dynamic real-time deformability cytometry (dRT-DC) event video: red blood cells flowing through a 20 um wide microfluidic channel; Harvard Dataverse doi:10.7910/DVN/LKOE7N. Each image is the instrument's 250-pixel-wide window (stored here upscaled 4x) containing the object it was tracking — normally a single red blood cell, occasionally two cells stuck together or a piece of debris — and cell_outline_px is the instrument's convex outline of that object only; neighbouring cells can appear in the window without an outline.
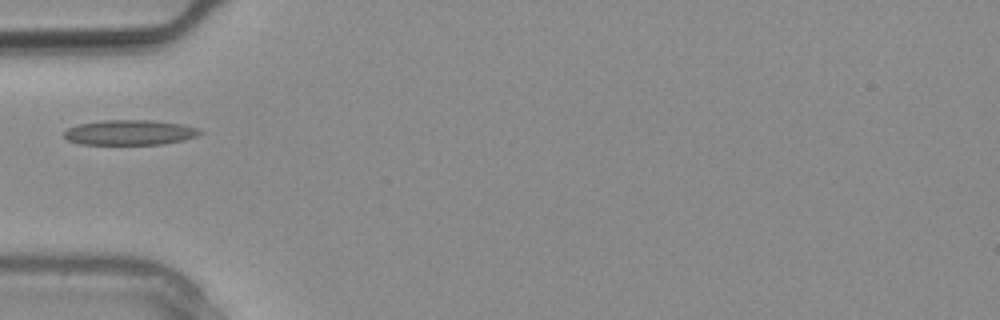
{"species": "common noctule bat (a hibernating species)", "species_latin": "Nyctalus noctula", "temperature_condition": "warm", "stored_images_in_passage": 2, "camera_frame_rate_fps": 3000, "um_per_image_px": 0.085, "animal": {"sex": "male", "body_mass_g": 20.4}, "frame": {"image": 1, "passage_image": 1, "time_ms": 0.0, "image_size_px": [1000, 320], "cell_outline_px": [[204, 132], [196, 136], [184, 140], [164, 144], [80, 144], [68, 140], [64, 136], [64, 132], [68, 128], [80, 124], [104, 120], [148, 120], [184, 124], [200, 128]], "centroid_in_image_um": [11.09, 11.26], "position_along_channel_um": 73.9, "area_um2": 19.88}}